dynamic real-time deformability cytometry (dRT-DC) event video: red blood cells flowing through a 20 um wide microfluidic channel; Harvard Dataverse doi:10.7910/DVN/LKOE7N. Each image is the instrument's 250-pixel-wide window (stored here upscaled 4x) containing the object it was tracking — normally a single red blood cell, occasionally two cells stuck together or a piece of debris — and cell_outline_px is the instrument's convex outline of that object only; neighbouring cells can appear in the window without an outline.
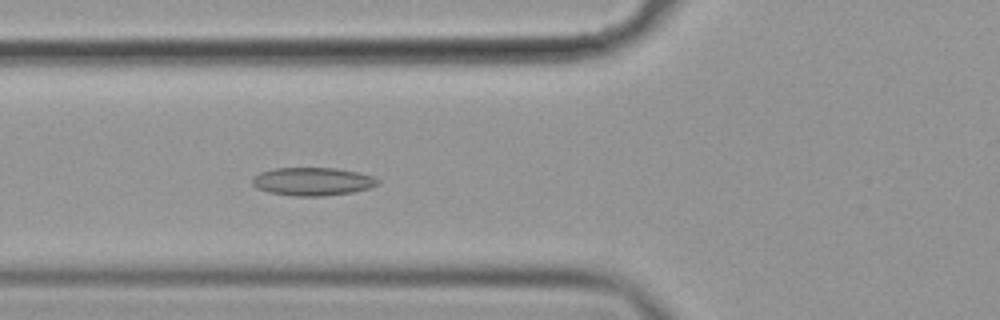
{"species": "common noctule bat (a hibernating species)", "species_latin": "Nyctalus noctula", "temperature_condition": "cold", "stored_images_in_passage": 54, "camera_frame_rate_fps": 3000, "um_per_image_px": 0.085, "animal": {"sex": "female", "body_mass_g": 19.9}, "frame": {"image": 1, "passage_image": 18, "time_ms": 5.667, "image_size_px": [1000, 320], "cell_outline_px": [[380, 184], [368, 188], [352, 192], [324, 196], [292, 196], [268, 192], [256, 188], [252, 184], [252, 176], [260, 172], [276, 168], [336, 168], [356, 172], [372, 176], [380, 180]], "centroid_in_image_um": [26.54, 15.43], "position_along_channel_um": 99.3, "area_um2": 20.63}}
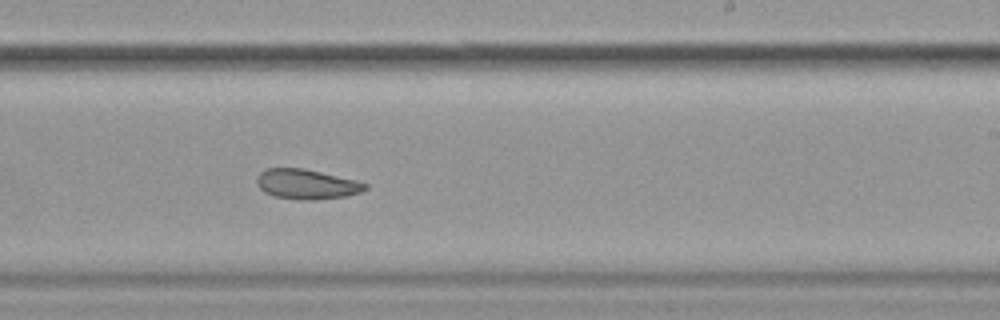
{"frame": {"image": 2, "passage_image": 32, "time_ms": 10.333, "image_size_px": [1000, 320], "cell_outline_px": [[368, 188], [360, 192], [344, 196], [316, 200], [304, 200], [276, 196], [264, 192], [256, 184], [256, 180], [260, 172], [268, 168], [304, 168], [356, 180], [368, 184]], "centroid_in_image_um": [26.06, 15.65], "position_along_channel_um": 262.9, "area_um2": 18.79}}
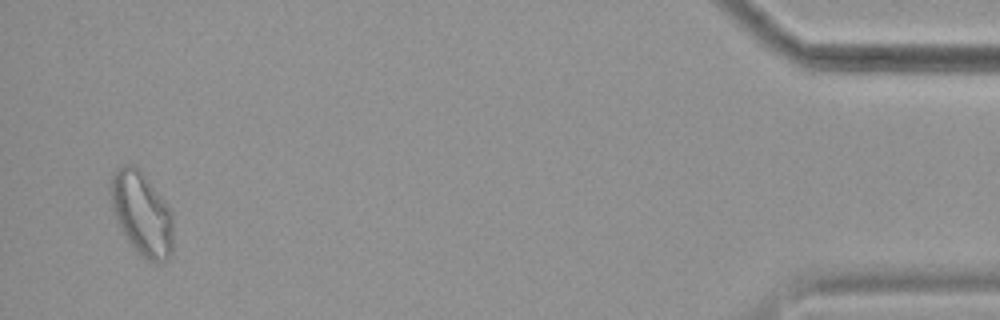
{"frame": {"image": 3, "passage_image": 52, "time_ms": 17.0, "image_size_px": [1000, 320], "cell_outline_px": [[172, 252], [168, 260], [164, 264], [152, 264], [140, 256], [136, 252], [124, 236], [116, 220], [112, 208], [108, 192], [108, 188], [112, 172], [116, 168], [124, 164], [132, 164], [140, 172], [172, 212]], "centroid_in_image_um": [12.01, 18.23], "position_along_channel_um": 423.2, "area_um2": 30.75}, "authors_computed_cell_mechanics": {"area_um2": 21.5016, "velocity_mm_per_s": 3.513, "shape_relaxation_time_tau1_ms": null, "shape_relaxation_time_tau2_ms": 5.7197, "deformation_change_tau1": null, "deformation_change_tau2": 0.1247}}